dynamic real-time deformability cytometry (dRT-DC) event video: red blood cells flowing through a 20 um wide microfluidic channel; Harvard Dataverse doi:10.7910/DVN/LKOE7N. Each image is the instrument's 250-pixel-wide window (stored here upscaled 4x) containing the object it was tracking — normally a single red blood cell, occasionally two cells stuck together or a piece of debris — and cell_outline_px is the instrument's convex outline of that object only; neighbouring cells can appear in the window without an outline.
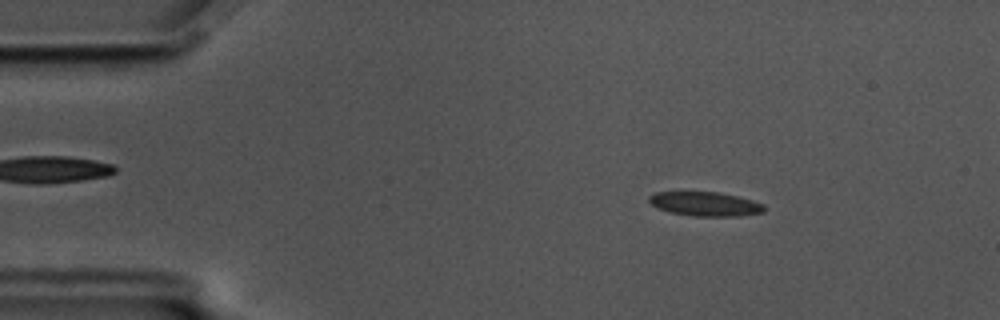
{"species": "common noctule bat (a hibernating species)", "species_latin": "Nyctalus noctula", "temperature_condition": "cold", "stored_images_in_passage": 56, "camera_frame_rate_fps": 3000, "um_per_image_px": 0.085, "animal": {"sex": "male", "body_mass_g": 17.5, "forearm_length_mm": 52.3}, "frame": {"image": 1, "passage_image": 8, "time_ms": 2.333, "image_size_px": [1000, 320], "cell_outline_px": [[764, 212], [740, 216], [692, 216], [668, 212], [656, 208], [648, 200], [648, 196], [656, 192], [720, 192], [752, 200], [764, 204]], "centroid_in_image_um": [59.92, 17.34], "position_along_channel_um": 25.1, "area_um2": 16.3}}
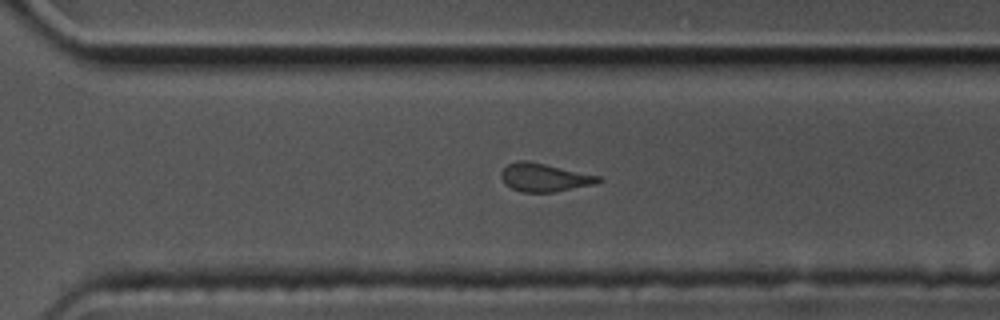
{"frame": {"image": 2, "passage_image": 39, "time_ms": 12.667, "image_size_px": [1000, 320], "cell_outline_px": [[604, 180], [596, 184], [552, 192], [524, 192], [512, 188], [504, 184], [500, 176], [500, 172], [508, 164], [516, 160], [528, 160], [600, 176]], "centroid_in_image_um": [46.26, 15.07], "position_along_channel_um": 324.3, "area_um2": 16.07}}
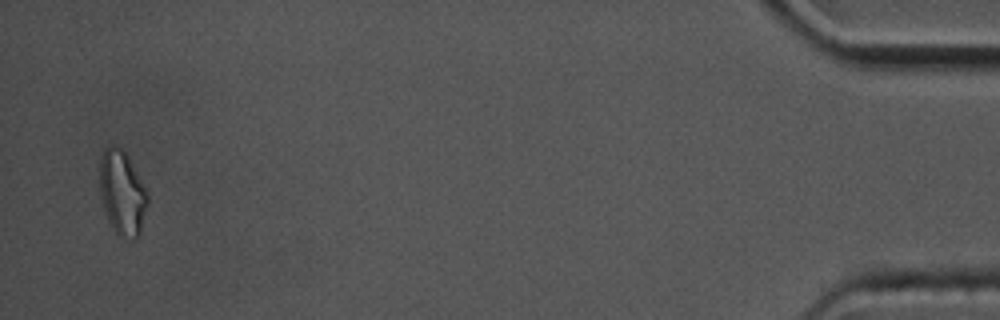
{"frame": {"image": 3, "passage_image": 55, "time_ms": 18.0, "image_size_px": [1000, 320], "cell_outline_px": [[148, 204], [140, 236], [136, 240], [132, 240], [116, 236], [112, 228], [104, 208], [100, 192], [100, 160], [104, 148], [108, 144], [116, 144], [128, 156], [148, 192]], "centroid_in_image_um": [10.41, 16.43], "position_along_channel_um": 424.8, "area_um2": 23.99}, "authors_computed_cell_mechanics": {"area_um2": 16.2996, "velocity_mm_per_s": 3.5063, "shape_relaxation_time_tau1_ms": null, "shape_relaxation_time_tau2_ms": 2.7197, "deformation_change_tau1": null, "deformation_change_tau2": 0.0712}}